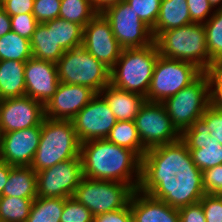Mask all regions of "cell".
Returning <instances> with one entry per match:
<instances>
[{"mask_svg":"<svg viewBox=\"0 0 222 222\" xmlns=\"http://www.w3.org/2000/svg\"><path fill=\"white\" fill-rule=\"evenodd\" d=\"M193 23L189 13L187 0H161L159 16L151 29L154 40L170 29L183 27Z\"/></svg>","mask_w":222,"mask_h":222,"instance_id":"cell-22","label":"cell"},{"mask_svg":"<svg viewBox=\"0 0 222 222\" xmlns=\"http://www.w3.org/2000/svg\"><path fill=\"white\" fill-rule=\"evenodd\" d=\"M117 120L104 97L97 93L72 119L80 143L106 139Z\"/></svg>","mask_w":222,"mask_h":222,"instance_id":"cell-13","label":"cell"},{"mask_svg":"<svg viewBox=\"0 0 222 222\" xmlns=\"http://www.w3.org/2000/svg\"><path fill=\"white\" fill-rule=\"evenodd\" d=\"M121 1L122 0H91L93 7L98 13H102L108 7L116 5Z\"/></svg>","mask_w":222,"mask_h":222,"instance_id":"cell-47","label":"cell"},{"mask_svg":"<svg viewBox=\"0 0 222 222\" xmlns=\"http://www.w3.org/2000/svg\"><path fill=\"white\" fill-rule=\"evenodd\" d=\"M56 65L61 83L87 86L96 93L110 84V69L82 46L65 50Z\"/></svg>","mask_w":222,"mask_h":222,"instance_id":"cell-6","label":"cell"},{"mask_svg":"<svg viewBox=\"0 0 222 222\" xmlns=\"http://www.w3.org/2000/svg\"><path fill=\"white\" fill-rule=\"evenodd\" d=\"M24 74L26 96L45 106L60 83L56 63L31 57L25 62Z\"/></svg>","mask_w":222,"mask_h":222,"instance_id":"cell-19","label":"cell"},{"mask_svg":"<svg viewBox=\"0 0 222 222\" xmlns=\"http://www.w3.org/2000/svg\"><path fill=\"white\" fill-rule=\"evenodd\" d=\"M159 55L164 58L187 61L203 72L211 70L204 24L190 23L162 32L154 40Z\"/></svg>","mask_w":222,"mask_h":222,"instance_id":"cell-4","label":"cell"},{"mask_svg":"<svg viewBox=\"0 0 222 222\" xmlns=\"http://www.w3.org/2000/svg\"><path fill=\"white\" fill-rule=\"evenodd\" d=\"M158 56L155 42L143 48L123 49L110 69V84L146 98Z\"/></svg>","mask_w":222,"mask_h":222,"instance_id":"cell-5","label":"cell"},{"mask_svg":"<svg viewBox=\"0 0 222 222\" xmlns=\"http://www.w3.org/2000/svg\"><path fill=\"white\" fill-rule=\"evenodd\" d=\"M41 126L0 134V160L11 166H30L38 149Z\"/></svg>","mask_w":222,"mask_h":222,"instance_id":"cell-16","label":"cell"},{"mask_svg":"<svg viewBox=\"0 0 222 222\" xmlns=\"http://www.w3.org/2000/svg\"><path fill=\"white\" fill-rule=\"evenodd\" d=\"M96 94L87 86L60 82L56 93L44 106L45 117L56 120H72Z\"/></svg>","mask_w":222,"mask_h":222,"instance_id":"cell-18","label":"cell"},{"mask_svg":"<svg viewBox=\"0 0 222 222\" xmlns=\"http://www.w3.org/2000/svg\"><path fill=\"white\" fill-rule=\"evenodd\" d=\"M10 21L11 31L29 40L34 33L36 26L39 24L33 13H24L10 16Z\"/></svg>","mask_w":222,"mask_h":222,"instance_id":"cell-37","label":"cell"},{"mask_svg":"<svg viewBox=\"0 0 222 222\" xmlns=\"http://www.w3.org/2000/svg\"><path fill=\"white\" fill-rule=\"evenodd\" d=\"M32 57L57 63L65 50L55 41L53 28L39 23L30 39Z\"/></svg>","mask_w":222,"mask_h":222,"instance_id":"cell-25","label":"cell"},{"mask_svg":"<svg viewBox=\"0 0 222 222\" xmlns=\"http://www.w3.org/2000/svg\"><path fill=\"white\" fill-rule=\"evenodd\" d=\"M199 202L202 204L206 222H222V201L217 194H205Z\"/></svg>","mask_w":222,"mask_h":222,"instance_id":"cell-38","label":"cell"},{"mask_svg":"<svg viewBox=\"0 0 222 222\" xmlns=\"http://www.w3.org/2000/svg\"><path fill=\"white\" fill-rule=\"evenodd\" d=\"M80 158L83 177L92 180L117 181L139 188L141 159L130 149L107 139L81 143Z\"/></svg>","mask_w":222,"mask_h":222,"instance_id":"cell-2","label":"cell"},{"mask_svg":"<svg viewBox=\"0 0 222 222\" xmlns=\"http://www.w3.org/2000/svg\"><path fill=\"white\" fill-rule=\"evenodd\" d=\"M94 215L73 197L66 198L60 222H93Z\"/></svg>","mask_w":222,"mask_h":222,"instance_id":"cell-34","label":"cell"},{"mask_svg":"<svg viewBox=\"0 0 222 222\" xmlns=\"http://www.w3.org/2000/svg\"><path fill=\"white\" fill-rule=\"evenodd\" d=\"M100 94L104 97L117 121H134L146 98L140 94L107 85Z\"/></svg>","mask_w":222,"mask_h":222,"instance_id":"cell-21","label":"cell"},{"mask_svg":"<svg viewBox=\"0 0 222 222\" xmlns=\"http://www.w3.org/2000/svg\"><path fill=\"white\" fill-rule=\"evenodd\" d=\"M82 47L109 69L115 65L123 50L102 13H97L84 26Z\"/></svg>","mask_w":222,"mask_h":222,"instance_id":"cell-14","label":"cell"},{"mask_svg":"<svg viewBox=\"0 0 222 222\" xmlns=\"http://www.w3.org/2000/svg\"><path fill=\"white\" fill-rule=\"evenodd\" d=\"M35 198L0 197V222H26Z\"/></svg>","mask_w":222,"mask_h":222,"instance_id":"cell-31","label":"cell"},{"mask_svg":"<svg viewBox=\"0 0 222 222\" xmlns=\"http://www.w3.org/2000/svg\"><path fill=\"white\" fill-rule=\"evenodd\" d=\"M179 222H206L200 202L179 208Z\"/></svg>","mask_w":222,"mask_h":222,"instance_id":"cell-42","label":"cell"},{"mask_svg":"<svg viewBox=\"0 0 222 222\" xmlns=\"http://www.w3.org/2000/svg\"><path fill=\"white\" fill-rule=\"evenodd\" d=\"M35 0H3L2 9L10 16L32 13Z\"/></svg>","mask_w":222,"mask_h":222,"instance_id":"cell-43","label":"cell"},{"mask_svg":"<svg viewBox=\"0 0 222 222\" xmlns=\"http://www.w3.org/2000/svg\"><path fill=\"white\" fill-rule=\"evenodd\" d=\"M209 1L212 7L215 8V10L222 9V0H209Z\"/></svg>","mask_w":222,"mask_h":222,"instance_id":"cell-48","label":"cell"},{"mask_svg":"<svg viewBox=\"0 0 222 222\" xmlns=\"http://www.w3.org/2000/svg\"><path fill=\"white\" fill-rule=\"evenodd\" d=\"M78 140L72 120L46 118L42 122L41 137L30 167L37 173L55 164L80 156Z\"/></svg>","mask_w":222,"mask_h":222,"instance_id":"cell-3","label":"cell"},{"mask_svg":"<svg viewBox=\"0 0 222 222\" xmlns=\"http://www.w3.org/2000/svg\"><path fill=\"white\" fill-rule=\"evenodd\" d=\"M208 53L211 58V70L222 64V9H217L204 23Z\"/></svg>","mask_w":222,"mask_h":222,"instance_id":"cell-29","label":"cell"},{"mask_svg":"<svg viewBox=\"0 0 222 222\" xmlns=\"http://www.w3.org/2000/svg\"><path fill=\"white\" fill-rule=\"evenodd\" d=\"M209 133L207 124L199 118L181 134L193 162L201 172L222 164V144L212 139Z\"/></svg>","mask_w":222,"mask_h":222,"instance_id":"cell-17","label":"cell"},{"mask_svg":"<svg viewBox=\"0 0 222 222\" xmlns=\"http://www.w3.org/2000/svg\"><path fill=\"white\" fill-rule=\"evenodd\" d=\"M205 194H218L222 191V164L202 171Z\"/></svg>","mask_w":222,"mask_h":222,"instance_id":"cell-41","label":"cell"},{"mask_svg":"<svg viewBox=\"0 0 222 222\" xmlns=\"http://www.w3.org/2000/svg\"><path fill=\"white\" fill-rule=\"evenodd\" d=\"M93 222H133L130 201L123 209L95 216Z\"/></svg>","mask_w":222,"mask_h":222,"instance_id":"cell-44","label":"cell"},{"mask_svg":"<svg viewBox=\"0 0 222 222\" xmlns=\"http://www.w3.org/2000/svg\"><path fill=\"white\" fill-rule=\"evenodd\" d=\"M173 126L182 134L202 117L210 105L208 73L203 72L189 86L162 102Z\"/></svg>","mask_w":222,"mask_h":222,"instance_id":"cell-7","label":"cell"},{"mask_svg":"<svg viewBox=\"0 0 222 222\" xmlns=\"http://www.w3.org/2000/svg\"><path fill=\"white\" fill-rule=\"evenodd\" d=\"M138 17L151 29L159 16L161 0H125Z\"/></svg>","mask_w":222,"mask_h":222,"instance_id":"cell-33","label":"cell"},{"mask_svg":"<svg viewBox=\"0 0 222 222\" xmlns=\"http://www.w3.org/2000/svg\"><path fill=\"white\" fill-rule=\"evenodd\" d=\"M2 196L36 198V172L30 166H12Z\"/></svg>","mask_w":222,"mask_h":222,"instance_id":"cell-24","label":"cell"},{"mask_svg":"<svg viewBox=\"0 0 222 222\" xmlns=\"http://www.w3.org/2000/svg\"><path fill=\"white\" fill-rule=\"evenodd\" d=\"M106 139L120 147L132 150L140 159L147 150L139 138L135 121H117Z\"/></svg>","mask_w":222,"mask_h":222,"instance_id":"cell-26","label":"cell"},{"mask_svg":"<svg viewBox=\"0 0 222 222\" xmlns=\"http://www.w3.org/2000/svg\"><path fill=\"white\" fill-rule=\"evenodd\" d=\"M203 71L187 61L164 58L156 60L146 101L162 103L194 82Z\"/></svg>","mask_w":222,"mask_h":222,"instance_id":"cell-8","label":"cell"},{"mask_svg":"<svg viewBox=\"0 0 222 222\" xmlns=\"http://www.w3.org/2000/svg\"><path fill=\"white\" fill-rule=\"evenodd\" d=\"M187 4L193 23L204 24L215 12L209 0H187Z\"/></svg>","mask_w":222,"mask_h":222,"instance_id":"cell-40","label":"cell"},{"mask_svg":"<svg viewBox=\"0 0 222 222\" xmlns=\"http://www.w3.org/2000/svg\"><path fill=\"white\" fill-rule=\"evenodd\" d=\"M37 197H73L83 178L80 156L55 164L36 173Z\"/></svg>","mask_w":222,"mask_h":222,"instance_id":"cell-12","label":"cell"},{"mask_svg":"<svg viewBox=\"0 0 222 222\" xmlns=\"http://www.w3.org/2000/svg\"><path fill=\"white\" fill-rule=\"evenodd\" d=\"M97 13L91 0H61L59 17L83 28Z\"/></svg>","mask_w":222,"mask_h":222,"instance_id":"cell-32","label":"cell"},{"mask_svg":"<svg viewBox=\"0 0 222 222\" xmlns=\"http://www.w3.org/2000/svg\"><path fill=\"white\" fill-rule=\"evenodd\" d=\"M44 119V105L29 96L0 100V134L35 127Z\"/></svg>","mask_w":222,"mask_h":222,"instance_id":"cell-15","label":"cell"},{"mask_svg":"<svg viewBox=\"0 0 222 222\" xmlns=\"http://www.w3.org/2000/svg\"><path fill=\"white\" fill-rule=\"evenodd\" d=\"M11 31L10 15L0 7V37Z\"/></svg>","mask_w":222,"mask_h":222,"instance_id":"cell-45","label":"cell"},{"mask_svg":"<svg viewBox=\"0 0 222 222\" xmlns=\"http://www.w3.org/2000/svg\"><path fill=\"white\" fill-rule=\"evenodd\" d=\"M11 165L0 160V197L2 196L3 188L8 181Z\"/></svg>","mask_w":222,"mask_h":222,"instance_id":"cell-46","label":"cell"},{"mask_svg":"<svg viewBox=\"0 0 222 222\" xmlns=\"http://www.w3.org/2000/svg\"><path fill=\"white\" fill-rule=\"evenodd\" d=\"M201 118L207 124L210 137L222 144V110L209 105Z\"/></svg>","mask_w":222,"mask_h":222,"instance_id":"cell-39","label":"cell"},{"mask_svg":"<svg viewBox=\"0 0 222 222\" xmlns=\"http://www.w3.org/2000/svg\"><path fill=\"white\" fill-rule=\"evenodd\" d=\"M48 28H53V37L64 50L82 46L83 27L60 17L45 22Z\"/></svg>","mask_w":222,"mask_h":222,"instance_id":"cell-27","label":"cell"},{"mask_svg":"<svg viewBox=\"0 0 222 222\" xmlns=\"http://www.w3.org/2000/svg\"><path fill=\"white\" fill-rule=\"evenodd\" d=\"M134 121L146 149L173 143L181 138L162 103L145 101Z\"/></svg>","mask_w":222,"mask_h":222,"instance_id":"cell-11","label":"cell"},{"mask_svg":"<svg viewBox=\"0 0 222 222\" xmlns=\"http://www.w3.org/2000/svg\"><path fill=\"white\" fill-rule=\"evenodd\" d=\"M133 222H179V210L149 194L134 190L130 198Z\"/></svg>","mask_w":222,"mask_h":222,"instance_id":"cell-20","label":"cell"},{"mask_svg":"<svg viewBox=\"0 0 222 222\" xmlns=\"http://www.w3.org/2000/svg\"><path fill=\"white\" fill-rule=\"evenodd\" d=\"M138 189L176 209L197 203L205 195L202 172L181 138L146 150Z\"/></svg>","mask_w":222,"mask_h":222,"instance_id":"cell-1","label":"cell"},{"mask_svg":"<svg viewBox=\"0 0 222 222\" xmlns=\"http://www.w3.org/2000/svg\"><path fill=\"white\" fill-rule=\"evenodd\" d=\"M134 189L117 181L92 180L83 177L73 198L95 216L125 208Z\"/></svg>","mask_w":222,"mask_h":222,"instance_id":"cell-9","label":"cell"},{"mask_svg":"<svg viewBox=\"0 0 222 222\" xmlns=\"http://www.w3.org/2000/svg\"><path fill=\"white\" fill-rule=\"evenodd\" d=\"M61 0H35L33 15L38 23H45L59 17Z\"/></svg>","mask_w":222,"mask_h":222,"instance_id":"cell-35","label":"cell"},{"mask_svg":"<svg viewBox=\"0 0 222 222\" xmlns=\"http://www.w3.org/2000/svg\"><path fill=\"white\" fill-rule=\"evenodd\" d=\"M32 57L30 40L15 32L0 37V61L16 60L26 62Z\"/></svg>","mask_w":222,"mask_h":222,"instance_id":"cell-30","label":"cell"},{"mask_svg":"<svg viewBox=\"0 0 222 222\" xmlns=\"http://www.w3.org/2000/svg\"><path fill=\"white\" fill-rule=\"evenodd\" d=\"M217 195H218V197L220 198V200L222 201V191L219 192Z\"/></svg>","mask_w":222,"mask_h":222,"instance_id":"cell-49","label":"cell"},{"mask_svg":"<svg viewBox=\"0 0 222 222\" xmlns=\"http://www.w3.org/2000/svg\"><path fill=\"white\" fill-rule=\"evenodd\" d=\"M66 198L36 197L26 222H60Z\"/></svg>","mask_w":222,"mask_h":222,"instance_id":"cell-28","label":"cell"},{"mask_svg":"<svg viewBox=\"0 0 222 222\" xmlns=\"http://www.w3.org/2000/svg\"><path fill=\"white\" fill-rule=\"evenodd\" d=\"M25 62L0 61V100L26 95Z\"/></svg>","mask_w":222,"mask_h":222,"instance_id":"cell-23","label":"cell"},{"mask_svg":"<svg viewBox=\"0 0 222 222\" xmlns=\"http://www.w3.org/2000/svg\"><path fill=\"white\" fill-rule=\"evenodd\" d=\"M210 106L222 110V64L208 71Z\"/></svg>","mask_w":222,"mask_h":222,"instance_id":"cell-36","label":"cell"},{"mask_svg":"<svg viewBox=\"0 0 222 222\" xmlns=\"http://www.w3.org/2000/svg\"><path fill=\"white\" fill-rule=\"evenodd\" d=\"M102 14L109 21L112 32L123 49L143 48L154 43L151 28L125 0L108 7Z\"/></svg>","mask_w":222,"mask_h":222,"instance_id":"cell-10","label":"cell"}]
</instances>
